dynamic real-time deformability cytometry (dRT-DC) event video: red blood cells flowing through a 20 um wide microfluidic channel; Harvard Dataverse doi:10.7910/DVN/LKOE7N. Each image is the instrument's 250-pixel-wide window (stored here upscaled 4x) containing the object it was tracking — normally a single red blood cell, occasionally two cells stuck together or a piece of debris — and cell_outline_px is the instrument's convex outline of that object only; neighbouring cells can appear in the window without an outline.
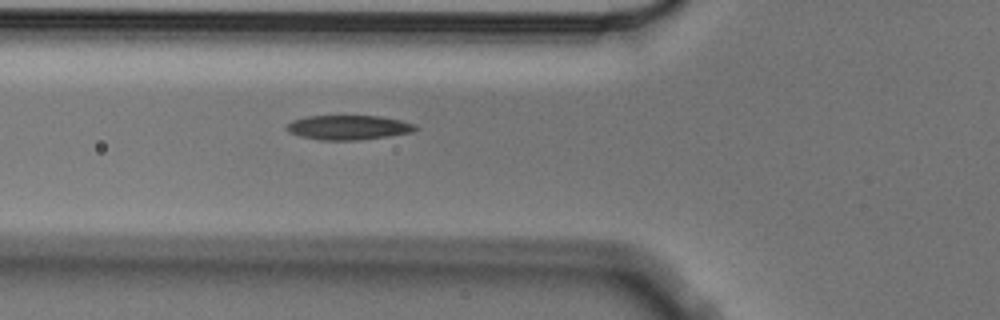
{"species": "Egyptian fruit bat (a non-hibernating species)", "species_latin": "Rousettus aegyptiacus", "temperature_condition": "cold", "stored_images_in_passage": 5, "camera_frame_rate_fps": 3000, "um_per_image_px": 0.085, "animal": {"sex": "male"}, "frame": {"image": 1, "passage_image": 5, "time_ms": 1.333, "image_size_px": [1000, 320], "cell_outline_px": [[420, 128], [412, 132], [388, 136], [360, 140], [320, 140], [300, 136], [288, 132], [284, 128], [292, 120], [308, 116], [380, 116], [400, 120], [416, 124]], "centroid_in_image_um": [29.62, 10.83], "position_along_channel_um": 96.2, "area_um2": 18.5}}